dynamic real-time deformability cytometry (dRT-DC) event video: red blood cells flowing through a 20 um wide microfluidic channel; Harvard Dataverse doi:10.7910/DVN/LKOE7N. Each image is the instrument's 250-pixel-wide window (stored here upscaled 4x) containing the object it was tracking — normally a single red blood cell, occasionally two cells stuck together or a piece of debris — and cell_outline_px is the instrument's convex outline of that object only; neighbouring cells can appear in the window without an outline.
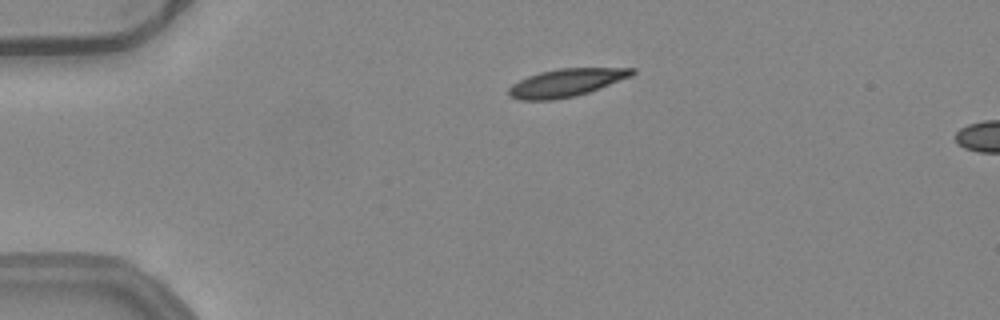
{"species": "common noctule bat (a hibernating species)", "species_latin": "Nyctalus noctula", "temperature_condition": "warm", "stored_images_in_passage": 13, "camera_frame_rate_fps": 3000, "um_per_image_px": 0.085, "animal": {"sex": "female", "body_mass_g": 24.6, "forearm_length_mm": 56.2}, "frame": {"image": 1, "passage_image": 10, "time_ms": 3.0, "image_size_px": [1000, 320], "cell_outline_px": [[636, 72], [632, 76], [600, 88], [576, 96], [552, 100], [516, 100], [508, 96], [508, 88], [512, 84], [528, 76], [540, 72], [560, 68], [636, 68]], "centroid_in_image_um": [48.11, 7.04], "position_along_channel_um": 36.9, "area_um2": 20.11}}